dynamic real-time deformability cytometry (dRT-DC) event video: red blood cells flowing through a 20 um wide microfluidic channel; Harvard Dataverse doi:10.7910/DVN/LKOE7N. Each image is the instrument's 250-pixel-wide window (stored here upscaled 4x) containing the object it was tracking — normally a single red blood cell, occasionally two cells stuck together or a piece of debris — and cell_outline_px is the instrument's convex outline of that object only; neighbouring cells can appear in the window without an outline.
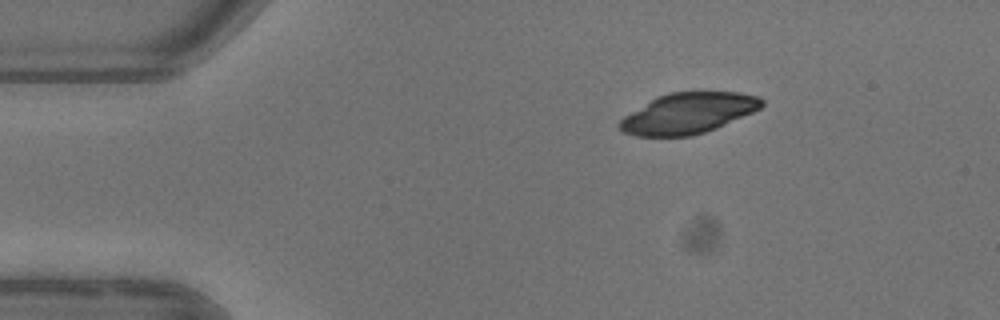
{"species": "common noctule bat (a hibernating species)", "species_latin": "Nyctalus noctula", "temperature_condition": "warm", "stored_images_in_passage": 3, "camera_frame_rate_fps": 3000, "um_per_image_px": 0.085, "animal": {"sex": "female"}, "frame": {"image": 1, "passage_image": 1, "time_ms": 0.0, "image_size_px": [1000, 320], "cell_outline_px": [[764, 104], [760, 108], [752, 112], [716, 128], [692, 136], [636, 136], [624, 132], [616, 124], [624, 116], [656, 96], [668, 92], [736, 92], [760, 96], [764, 100]], "centroid_in_image_um": [58.48, 9.62], "position_along_channel_um": 26.5, "area_um2": 33.64}}